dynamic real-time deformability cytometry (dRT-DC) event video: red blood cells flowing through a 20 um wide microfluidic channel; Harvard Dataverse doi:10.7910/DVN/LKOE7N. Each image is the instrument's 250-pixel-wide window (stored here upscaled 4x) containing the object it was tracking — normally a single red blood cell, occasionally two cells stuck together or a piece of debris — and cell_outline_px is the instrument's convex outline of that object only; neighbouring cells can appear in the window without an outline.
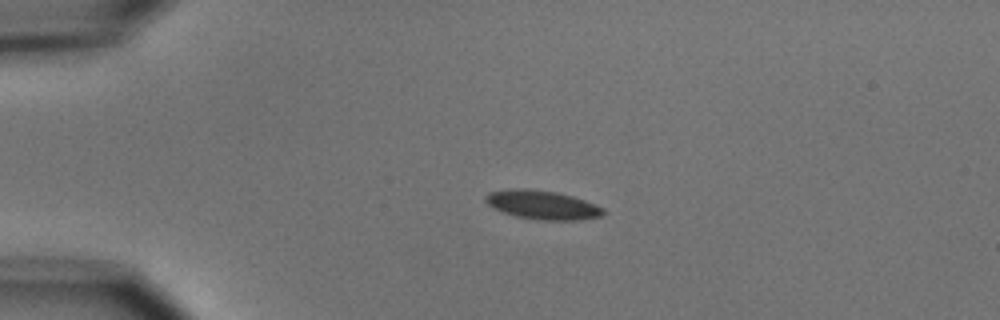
{"species": "common noctule bat (a hibernating species)", "species_latin": "Nyctalus noctula", "temperature_condition": "cold", "stored_images_in_passage": 5, "camera_frame_rate_fps": 3000, "um_per_image_px": 0.085, "animal": {"sex": "male", "body_mass_g": 15.6}, "frame": {"image": 1, "passage_image": 4, "time_ms": 4.333, "image_size_px": [1000, 320], "cell_outline_px": [[604, 216], [580, 220], [544, 220], [516, 216], [504, 212], [488, 204], [484, 200], [484, 196], [488, 192], [516, 188], [524, 188], [556, 192], [572, 196], [584, 200], [604, 208]], "centroid_in_image_um": [46.12, 17.41], "position_along_channel_um": 38.9, "area_um2": 19.65}}